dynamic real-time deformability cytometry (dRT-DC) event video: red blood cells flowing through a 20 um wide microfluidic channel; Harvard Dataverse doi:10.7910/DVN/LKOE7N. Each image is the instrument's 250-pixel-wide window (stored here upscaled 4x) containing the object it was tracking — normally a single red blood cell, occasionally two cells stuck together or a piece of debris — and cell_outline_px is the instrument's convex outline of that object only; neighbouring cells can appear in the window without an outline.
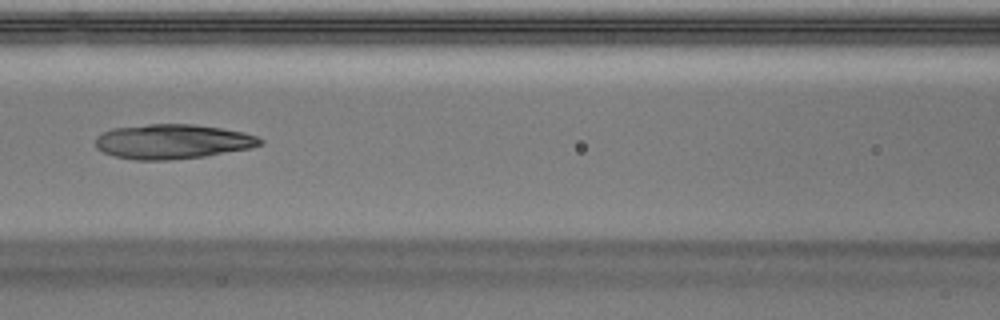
{"species": "Egyptian fruit bat (a non-hibernating species)", "species_latin": "Rousettus aegyptiacus", "temperature_condition": "warm", "stored_images_in_passage": 39, "camera_frame_rate_fps": 3000, "um_per_image_px": 0.085, "animal": {"sex": "male"}, "frame": {"image": 1, "passage_image": 12, "time_ms": 3.667, "image_size_px": [1000, 320], "cell_outline_px": [[264, 144], [252, 148], [204, 156], [168, 160], [136, 160], [116, 156], [104, 152], [96, 148], [96, 136], [112, 128], [148, 124], [192, 124], [220, 128], [244, 132], [256, 136], [264, 140]], "centroid_in_image_um": [14.69, 12.03], "position_along_channel_um": 151.9, "area_um2": 33.23}}